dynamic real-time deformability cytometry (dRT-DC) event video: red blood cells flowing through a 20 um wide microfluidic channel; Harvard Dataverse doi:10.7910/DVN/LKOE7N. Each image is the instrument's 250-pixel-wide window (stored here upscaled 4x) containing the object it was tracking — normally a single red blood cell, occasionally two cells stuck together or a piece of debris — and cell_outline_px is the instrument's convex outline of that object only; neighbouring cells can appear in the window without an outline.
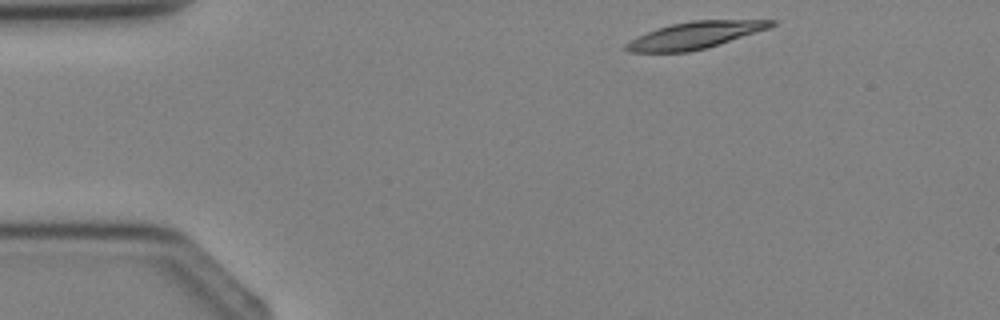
{"species": "Egyptian fruit bat (a non-hibernating species)", "species_latin": "Rousettus aegyptiacus", "temperature_condition": "cold", "stored_images_in_passage": 3, "segment_of_instrument_passage": [1, 2], "camera_frame_rate_fps": 3000, "um_per_image_px": 0.085, "animal": {"sex": "female"}, "frame": {"image": 1, "passage_image": 1, "time_ms": 0.0, "image_size_px": [1000, 320], "cell_outline_px": [[776, 24], [768, 28], [708, 48], [688, 52], [628, 52], [624, 48], [624, 44], [656, 28], [672, 24], [692, 20], [776, 20]], "centroid_in_image_um": [59.07, 3.0], "position_along_channel_um": 25.9, "area_um2": 22.54}}